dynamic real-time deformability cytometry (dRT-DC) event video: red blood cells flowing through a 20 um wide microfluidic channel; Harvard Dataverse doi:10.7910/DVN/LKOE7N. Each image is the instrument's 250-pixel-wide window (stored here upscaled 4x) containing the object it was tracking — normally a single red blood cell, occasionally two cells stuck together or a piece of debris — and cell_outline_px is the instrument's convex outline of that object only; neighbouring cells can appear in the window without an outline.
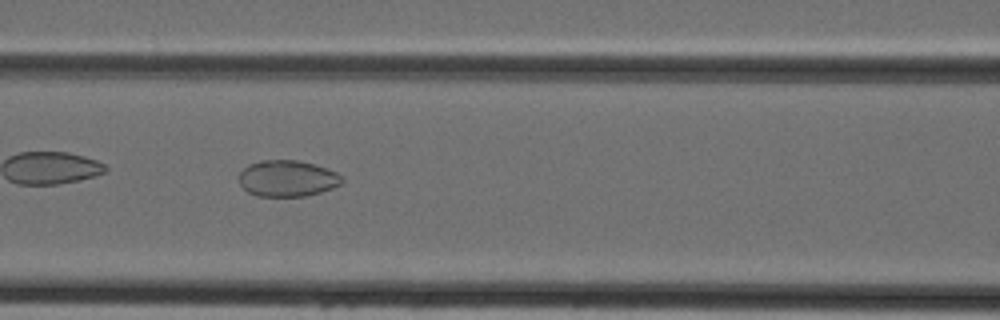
{"species": "Egyptian fruit bat (a non-hibernating species)", "species_latin": "Rousettus aegyptiacus", "temperature_condition": "cold", "stored_images_in_passage": 38, "camera_frame_rate_fps": 3000, "um_per_image_px": 0.085, "animal": {"sex": "female"}, "frame": {"image": 1, "passage_image": 12, "time_ms": 3.667, "image_size_px": [1000, 320], "cell_outline_px": [[344, 180], [340, 184], [332, 188], [320, 192], [304, 196], [256, 196], [248, 192], [240, 184], [236, 176], [248, 164], [260, 160], [296, 160], [316, 164], [328, 168], [344, 176]], "centroid_in_image_um": [24.42, 15.15], "position_along_channel_um": 142.2, "area_um2": 22.08}}